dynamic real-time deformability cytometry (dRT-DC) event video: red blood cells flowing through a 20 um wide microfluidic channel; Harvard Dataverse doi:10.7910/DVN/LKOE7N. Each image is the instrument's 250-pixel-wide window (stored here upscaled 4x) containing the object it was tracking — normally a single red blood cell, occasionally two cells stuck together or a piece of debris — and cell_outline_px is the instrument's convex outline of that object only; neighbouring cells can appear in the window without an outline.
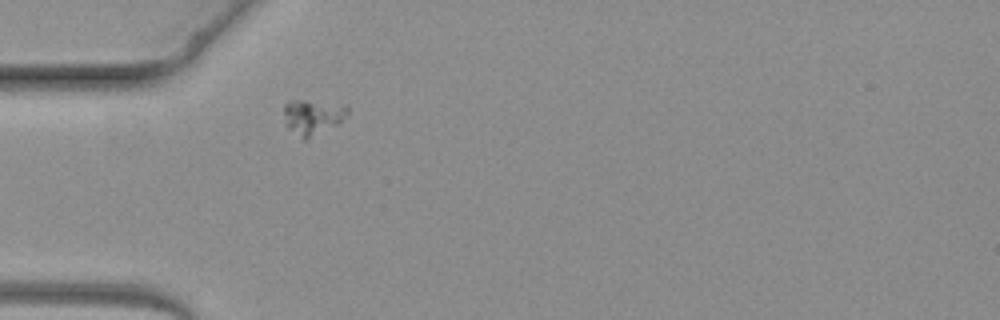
{"species": "common noctule bat (a hibernating species)", "species_latin": "Nyctalus noctula", "temperature_condition": "warm", "stored_images_in_passage": 1, "camera_frame_rate_fps": 3000, "um_per_image_px": 0.085, "animal": {"sex": "female", "body_mass_g": 19.3, "forearm_length_mm": 54.1}, "frame": {"image": 1, "passage_image": 1, "time_ms": 0.0, "image_size_px": [1000, 320], "cell_outline_px": [[348, 112], [336, 124], [304, 140], [288, 128], [284, 116], [284, 104], [288, 100], [304, 100], [344, 104], [348, 108]], "centroid_in_image_um": [26.54, 9.9], "position_along_channel_um": 58.5, "area_um2": 12.72}}